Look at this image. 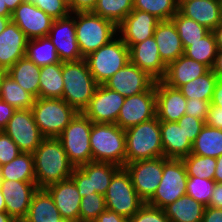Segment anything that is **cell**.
<instances>
[{"label": "cell", "mask_w": 222, "mask_h": 222, "mask_svg": "<svg viewBox=\"0 0 222 222\" xmlns=\"http://www.w3.org/2000/svg\"><path fill=\"white\" fill-rule=\"evenodd\" d=\"M35 181L38 189L70 178L74 166L62 146L55 137L44 138L33 152Z\"/></svg>", "instance_id": "6da1fadb"}, {"label": "cell", "mask_w": 222, "mask_h": 222, "mask_svg": "<svg viewBox=\"0 0 222 222\" xmlns=\"http://www.w3.org/2000/svg\"><path fill=\"white\" fill-rule=\"evenodd\" d=\"M62 78V99L77 112H83L99 85L88 69L85 59L62 62Z\"/></svg>", "instance_id": "7a4b0ae2"}, {"label": "cell", "mask_w": 222, "mask_h": 222, "mask_svg": "<svg viewBox=\"0 0 222 222\" xmlns=\"http://www.w3.org/2000/svg\"><path fill=\"white\" fill-rule=\"evenodd\" d=\"M89 141L93 162L125 166L126 134L117 124L92 123Z\"/></svg>", "instance_id": "3957f363"}, {"label": "cell", "mask_w": 222, "mask_h": 222, "mask_svg": "<svg viewBox=\"0 0 222 222\" xmlns=\"http://www.w3.org/2000/svg\"><path fill=\"white\" fill-rule=\"evenodd\" d=\"M125 164L164 156L157 117L125 129Z\"/></svg>", "instance_id": "277c9868"}, {"label": "cell", "mask_w": 222, "mask_h": 222, "mask_svg": "<svg viewBox=\"0 0 222 222\" xmlns=\"http://www.w3.org/2000/svg\"><path fill=\"white\" fill-rule=\"evenodd\" d=\"M75 33L83 58L118 36L112 21L92 12L75 13Z\"/></svg>", "instance_id": "5b68a950"}, {"label": "cell", "mask_w": 222, "mask_h": 222, "mask_svg": "<svg viewBox=\"0 0 222 222\" xmlns=\"http://www.w3.org/2000/svg\"><path fill=\"white\" fill-rule=\"evenodd\" d=\"M31 111L45 138H57L78 113L65 100L54 98H36Z\"/></svg>", "instance_id": "8992f818"}, {"label": "cell", "mask_w": 222, "mask_h": 222, "mask_svg": "<svg viewBox=\"0 0 222 222\" xmlns=\"http://www.w3.org/2000/svg\"><path fill=\"white\" fill-rule=\"evenodd\" d=\"M95 81L104 84L129 61V48L118 36L84 57Z\"/></svg>", "instance_id": "52a82bcc"}, {"label": "cell", "mask_w": 222, "mask_h": 222, "mask_svg": "<svg viewBox=\"0 0 222 222\" xmlns=\"http://www.w3.org/2000/svg\"><path fill=\"white\" fill-rule=\"evenodd\" d=\"M92 121L78 112L57 137L74 167L93 162L90 147Z\"/></svg>", "instance_id": "ba28073f"}, {"label": "cell", "mask_w": 222, "mask_h": 222, "mask_svg": "<svg viewBox=\"0 0 222 222\" xmlns=\"http://www.w3.org/2000/svg\"><path fill=\"white\" fill-rule=\"evenodd\" d=\"M104 197L107 209L127 219L145 204L135 191L131 176L125 167H121L114 174Z\"/></svg>", "instance_id": "9c48e42d"}, {"label": "cell", "mask_w": 222, "mask_h": 222, "mask_svg": "<svg viewBox=\"0 0 222 222\" xmlns=\"http://www.w3.org/2000/svg\"><path fill=\"white\" fill-rule=\"evenodd\" d=\"M188 175L182 159L163 156V173L159 186L147 204L164 209L186 195Z\"/></svg>", "instance_id": "30bf717a"}, {"label": "cell", "mask_w": 222, "mask_h": 222, "mask_svg": "<svg viewBox=\"0 0 222 222\" xmlns=\"http://www.w3.org/2000/svg\"><path fill=\"white\" fill-rule=\"evenodd\" d=\"M121 167L104 162H89L75 167L70 176L78 188L81 197L91 193L105 195L114 174Z\"/></svg>", "instance_id": "8fae6325"}, {"label": "cell", "mask_w": 222, "mask_h": 222, "mask_svg": "<svg viewBox=\"0 0 222 222\" xmlns=\"http://www.w3.org/2000/svg\"><path fill=\"white\" fill-rule=\"evenodd\" d=\"M3 131L24 153H33L45 138L34 121L31 109L16 110Z\"/></svg>", "instance_id": "7c38bea8"}, {"label": "cell", "mask_w": 222, "mask_h": 222, "mask_svg": "<svg viewBox=\"0 0 222 222\" xmlns=\"http://www.w3.org/2000/svg\"><path fill=\"white\" fill-rule=\"evenodd\" d=\"M140 198L147 203L156 192L163 173V156L138 160L124 166Z\"/></svg>", "instance_id": "4fadbf2b"}, {"label": "cell", "mask_w": 222, "mask_h": 222, "mask_svg": "<svg viewBox=\"0 0 222 222\" xmlns=\"http://www.w3.org/2000/svg\"><path fill=\"white\" fill-rule=\"evenodd\" d=\"M155 117L156 92L154 85L149 91L125 98L116 124L125 130Z\"/></svg>", "instance_id": "5bb4252c"}, {"label": "cell", "mask_w": 222, "mask_h": 222, "mask_svg": "<svg viewBox=\"0 0 222 222\" xmlns=\"http://www.w3.org/2000/svg\"><path fill=\"white\" fill-rule=\"evenodd\" d=\"M124 101V96L100 84L82 113L93 123L116 124Z\"/></svg>", "instance_id": "9a60e30c"}, {"label": "cell", "mask_w": 222, "mask_h": 222, "mask_svg": "<svg viewBox=\"0 0 222 222\" xmlns=\"http://www.w3.org/2000/svg\"><path fill=\"white\" fill-rule=\"evenodd\" d=\"M155 82L156 80L147 72L129 61L103 85L126 98L149 91L155 85Z\"/></svg>", "instance_id": "2e32d148"}, {"label": "cell", "mask_w": 222, "mask_h": 222, "mask_svg": "<svg viewBox=\"0 0 222 222\" xmlns=\"http://www.w3.org/2000/svg\"><path fill=\"white\" fill-rule=\"evenodd\" d=\"M47 36L55 46L61 62L83 59L76 39L75 13L54 20Z\"/></svg>", "instance_id": "e0dca14e"}, {"label": "cell", "mask_w": 222, "mask_h": 222, "mask_svg": "<svg viewBox=\"0 0 222 222\" xmlns=\"http://www.w3.org/2000/svg\"><path fill=\"white\" fill-rule=\"evenodd\" d=\"M6 213L16 222H22L28 213L33 194L38 190L36 182L0 180Z\"/></svg>", "instance_id": "ac0fdd59"}, {"label": "cell", "mask_w": 222, "mask_h": 222, "mask_svg": "<svg viewBox=\"0 0 222 222\" xmlns=\"http://www.w3.org/2000/svg\"><path fill=\"white\" fill-rule=\"evenodd\" d=\"M11 21L25 33L28 39H34L47 36L54 19L34 4L23 2L12 12Z\"/></svg>", "instance_id": "d6986e66"}, {"label": "cell", "mask_w": 222, "mask_h": 222, "mask_svg": "<svg viewBox=\"0 0 222 222\" xmlns=\"http://www.w3.org/2000/svg\"><path fill=\"white\" fill-rule=\"evenodd\" d=\"M158 22L152 14L133 9L117 26L118 36L130 48L152 37Z\"/></svg>", "instance_id": "ffe728a7"}, {"label": "cell", "mask_w": 222, "mask_h": 222, "mask_svg": "<svg viewBox=\"0 0 222 222\" xmlns=\"http://www.w3.org/2000/svg\"><path fill=\"white\" fill-rule=\"evenodd\" d=\"M64 220L80 222L81 195L73 179L67 178L45 188Z\"/></svg>", "instance_id": "44dd1931"}, {"label": "cell", "mask_w": 222, "mask_h": 222, "mask_svg": "<svg viewBox=\"0 0 222 222\" xmlns=\"http://www.w3.org/2000/svg\"><path fill=\"white\" fill-rule=\"evenodd\" d=\"M155 92L157 119L177 122L185 114L187 99L179 89L172 88L161 80L155 82Z\"/></svg>", "instance_id": "7402d4cb"}, {"label": "cell", "mask_w": 222, "mask_h": 222, "mask_svg": "<svg viewBox=\"0 0 222 222\" xmlns=\"http://www.w3.org/2000/svg\"><path fill=\"white\" fill-rule=\"evenodd\" d=\"M130 62L147 72L156 81L161 80L166 72V65L160 58L154 36L129 48Z\"/></svg>", "instance_id": "603a6c76"}, {"label": "cell", "mask_w": 222, "mask_h": 222, "mask_svg": "<svg viewBox=\"0 0 222 222\" xmlns=\"http://www.w3.org/2000/svg\"><path fill=\"white\" fill-rule=\"evenodd\" d=\"M28 38L12 21L0 33V68L7 71L25 56Z\"/></svg>", "instance_id": "cb8c5ba5"}, {"label": "cell", "mask_w": 222, "mask_h": 222, "mask_svg": "<svg viewBox=\"0 0 222 222\" xmlns=\"http://www.w3.org/2000/svg\"><path fill=\"white\" fill-rule=\"evenodd\" d=\"M208 70L209 68L206 65L183 54L166 66V72L161 81L172 88L178 89L191 80L204 75Z\"/></svg>", "instance_id": "d4e9b609"}, {"label": "cell", "mask_w": 222, "mask_h": 222, "mask_svg": "<svg viewBox=\"0 0 222 222\" xmlns=\"http://www.w3.org/2000/svg\"><path fill=\"white\" fill-rule=\"evenodd\" d=\"M153 36L160 58L166 66L184 54L180 36L172 20L159 21Z\"/></svg>", "instance_id": "484cf974"}, {"label": "cell", "mask_w": 222, "mask_h": 222, "mask_svg": "<svg viewBox=\"0 0 222 222\" xmlns=\"http://www.w3.org/2000/svg\"><path fill=\"white\" fill-rule=\"evenodd\" d=\"M160 132L165 158L181 159L191 153L193 143L178 122L160 121Z\"/></svg>", "instance_id": "4316f807"}, {"label": "cell", "mask_w": 222, "mask_h": 222, "mask_svg": "<svg viewBox=\"0 0 222 222\" xmlns=\"http://www.w3.org/2000/svg\"><path fill=\"white\" fill-rule=\"evenodd\" d=\"M178 12L210 31L222 21L220 0H192L182 4Z\"/></svg>", "instance_id": "83f0119b"}, {"label": "cell", "mask_w": 222, "mask_h": 222, "mask_svg": "<svg viewBox=\"0 0 222 222\" xmlns=\"http://www.w3.org/2000/svg\"><path fill=\"white\" fill-rule=\"evenodd\" d=\"M59 214L50 194L45 189H38L32 197L26 217L22 222H60Z\"/></svg>", "instance_id": "f1b7e54d"}, {"label": "cell", "mask_w": 222, "mask_h": 222, "mask_svg": "<svg viewBox=\"0 0 222 222\" xmlns=\"http://www.w3.org/2000/svg\"><path fill=\"white\" fill-rule=\"evenodd\" d=\"M25 91L39 98L40 67L26 56L19 59L6 71Z\"/></svg>", "instance_id": "f546056e"}, {"label": "cell", "mask_w": 222, "mask_h": 222, "mask_svg": "<svg viewBox=\"0 0 222 222\" xmlns=\"http://www.w3.org/2000/svg\"><path fill=\"white\" fill-rule=\"evenodd\" d=\"M205 207L189 195H183L164 208L170 222H202Z\"/></svg>", "instance_id": "4dcf8cb0"}, {"label": "cell", "mask_w": 222, "mask_h": 222, "mask_svg": "<svg viewBox=\"0 0 222 222\" xmlns=\"http://www.w3.org/2000/svg\"><path fill=\"white\" fill-rule=\"evenodd\" d=\"M0 180L36 182L33 153L21 152L10 163L0 166Z\"/></svg>", "instance_id": "1f68e13d"}, {"label": "cell", "mask_w": 222, "mask_h": 222, "mask_svg": "<svg viewBox=\"0 0 222 222\" xmlns=\"http://www.w3.org/2000/svg\"><path fill=\"white\" fill-rule=\"evenodd\" d=\"M39 98L62 99V62L40 67Z\"/></svg>", "instance_id": "d6a6232c"}, {"label": "cell", "mask_w": 222, "mask_h": 222, "mask_svg": "<svg viewBox=\"0 0 222 222\" xmlns=\"http://www.w3.org/2000/svg\"><path fill=\"white\" fill-rule=\"evenodd\" d=\"M191 154L220 157L222 155V130L204 125L193 142Z\"/></svg>", "instance_id": "836d02e7"}, {"label": "cell", "mask_w": 222, "mask_h": 222, "mask_svg": "<svg viewBox=\"0 0 222 222\" xmlns=\"http://www.w3.org/2000/svg\"><path fill=\"white\" fill-rule=\"evenodd\" d=\"M25 56L39 67L61 62L48 36L29 39Z\"/></svg>", "instance_id": "e575fe53"}, {"label": "cell", "mask_w": 222, "mask_h": 222, "mask_svg": "<svg viewBox=\"0 0 222 222\" xmlns=\"http://www.w3.org/2000/svg\"><path fill=\"white\" fill-rule=\"evenodd\" d=\"M218 77L209 69L204 75L180 86L178 89L186 99H200L211 102Z\"/></svg>", "instance_id": "d590c367"}, {"label": "cell", "mask_w": 222, "mask_h": 222, "mask_svg": "<svg viewBox=\"0 0 222 222\" xmlns=\"http://www.w3.org/2000/svg\"><path fill=\"white\" fill-rule=\"evenodd\" d=\"M0 99L18 110L31 109L36 98L6 74L2 80Z\"/></svg>", "instance_id": "8d00e7d4"}, {"label": "cell", "mask_w": 222, "mask_h": 222, "mask_svg": "<svg viewBox=\"0 0 222 222\" xmlns=\"http://www.w3.org/2000/svg\"><path fill=\"white\" fill-rule=\"evenodd\" d=\"M217 51L214 34L210 31L199 41L191 43V45L184 50V55L212 69Z\"/></svg>", "instance_id": "74e56055"}, {"label": "cell", "mask_w": 222, "mask_h": 222, "mask_svg": "<svg viewBox=\"0 0 222 222\" xmlns=\"http://www.w3.org/2000/svg\"><path fill=\"white\" fill-rule=\"evenodd\" d=\"M133 10V0H97L92 13L118 26Z\"/></svg>", "instance_id": "f35d334b"}, {"label": "cell", "mask_w": 222, "mask_h": 222, "mask_svg": "<svg viewBox=\"0 0 222 222\" xmlns=\"http://www.w3.org/2000/svg\"><path fill=\"white\" fill-rule=\"evenodd\" d=\"M171 20L176 26L184 50L190 46L191 43L199 41L210 32L206 27L191 18L181 15L179 12H177Z\"/></svg>", "instance_id": "ab89813d"}, {"label": "cell", "mask_w": 222, "mask_h": 222, "mask_svg": "<svg viewBox=\"0 0 222 222\" xmlns=\"http://www.w3.org/2000/svg\"><path fill=\"white\" fill-rule=\"evenodd\" d=\"M133 9L148 12L159 21L171 20L178 12L176 0H133Z\"/></svg>", "instance_id": "60d3db41"}, {"label": "cell", "mask_w": 222, "mask_h": 222, "mask_svg": "<svg viewBox=\"0 0 222 222\" xmlns=\"http://www.w3.org/2000/svg\"><path fill=\"white\" fill-rule=\"evenodd\" d=\"M188 176L214 180L216 158L189 154L181 158Z\"/></svg>", "instance_id": "b9f144b4"}, {"label": "cell", "mask_w": 222, "mask_h": 222, "mask_svg": "<svg viewBox=\"0 0 222 222\" xmlns=\"http://www.w3.org/2000/svg\"><path fill=\"white\" fill-rule=\"evenodd\" d=\"M105 197L99 193H91L81 198L80 222H93L105 211Z\"/></svg>", "instance_id": "7bdbcfd3"}, {"label": "cell", "mask_w": 222, "mask_h": 222, "mask_svg": "<svg viewBox=\"0 0 222 222\" xmlns=\"http://www.w3.org/2000/svg\"><path fill=\"white\" fill-rule=\"evenodd\" d=\"M215 183L214 180L188 176L186 195H189L204 206H209Z\"/></svg>", "instance_id": "ee69618b"}, {"label": "cell", "mask_w": 222, "mask_h": 222, "mask_svg": "<svg viewBox=\"0 0 222 222\" xmlns=\"http://www.w3.org/2000/svg\"><path fill=\"white\" fill-rule=\"evenodd\" d=\"M25 2L34 4L54 20L71 14L68 4L63 0H25Z\"/></svg>", "instance_id": "f6af8a7d"}, {"label": "cell", "mask_w": 222, "mask_h": 222, "mask_svg": "<svg viewBox=\"0 0 222 222\" xmlns=\"http://www.w3.org/2000/svg\"><path fill=\"white\" fill-rule=\"evenodd\" d=\"M128 220L129 222H170L164 209L151 206L147 203Z\"/></svg>", "instance_id": "bcb514c9"}, {"label": "cell", "mask_w": 222, "mask_h": 222, "mask_svg": "<svg viewBox=\"0 0 222 222\" xmlns=\"http://www.w3.org/2000/svg\"><path fill=\"white\" fill-rule=\"evenodd\" d=\"M20 153L17 144L4 131H0V166L10 163Z\"/></svg>", "instance_id": "7dc6e473"}, {"label": "cell", "mask_w": 222, "mask_h": 222, "mask_svg": "<svg viewBox=\"0 0 222 222\" xmlns=\"http://www.w3.org/2000/svg\"><path fill=\"white\" fill-rule=\"evenodd\" d=\"M177 122L181 128H183L186 136L192 143L205 125V121L186 114H184Z\"/></svg>", "instance_id": "c3c4849f"}, {"label": "cell", "mask_w": 222, "mask_h": 222, "mask_svg": "<svg viewBox=\"0 0 222 222\" xmlns=\"http://www.w3.org/2000/svg\"><path fill=\"white\" fill-rule=\"evenodd\" d=\"M210 102L200 99H187L185 114L206 121Z\"/></svg>", "instance_id": "681fc988"}, {"label": "cell", "mask_w": 222, "mask_h": 222, "mask_svg": "<svg viewBox=\"0 0 222 222\" xmlns=\"http://www.w3.org/2000/svg\"><path fill=\"white\" fill-rule=\"evenodd\" d=\"M205 125L222 130V108L210 104Z\"/></svg>", "instance_id": "f907efd6"}, {"label": "cell", "mask_w": 222, "mask_h": 222, "mask_svg": "<svg viewBox=\"0 0 222 222\" xmlns=\"http://www.w3.org/2000/svg\"><path fill=\"white\" fill-rule=\"evenodd\" d=\"M96 3L97 0H71L69 10L71 13L92 12Z\"/></svg>", "instance_id": "816d5d0a"}, {"label": "cell", "mask_w": 222, "mask_h": 222, "mask_svg": "<svg viewBox=\"0 0 222 222\" xmlns=\"http://www.w3.org/2000/svg\"><path fill=\"white\" fill-rule=\"evenodd\" d=\"M15 111L14 107L0 99V131H3Z\"/></svg>", "instance_id": "f5cc1de1"}, {"label": "cell", "mask_w": 222, "mask_h": 222, "mask_svg": "<svg viewBox=\"0 0 222 222\" xmlns=\"http://www.w3.org/2000/svg\"><path fill=\"white\" fill-rule=\"evenodd\" d=\"M93 222H129V220L114 211L106 209Z\"/></svg>", "instance_id": "db71d44e"}, {"label": "cell", "mask_w": 222, "mask_h": 222, "mask_svg": "<svg viewBox=\"0 0 222 222\" xmlns=\"http://www.w3.org/2000/svg\"><path fill=\"white\" fill-rule=\"evenodd\" d=\"M202 222H222V208L206 206Z\"/></svg>", "instance_id": "11a10c76"}, {"label": "cell", "mask_w": 222, "mask_h": 222, "mask_svg": "<svg viewBox=\"0 0 222 222\" xmlns=\"http://www.w3.org/2000/svg\"><path fill=\"white\" fill-rule=\"evenodd\" d=\"M209 206L213 208H222V183H215L212 196L209 200Z\"/></svg>", "instance_id": "9f6ffc18"}, {"label": "cell", "mask_w": 222, "mask_h": 222, "mask_svg": "<svg viewBox=\"0 0 222 222\" xmlns=\"http://www.w3.org/2000/svg\"><path fill=\"white\" fill-rule=\"evenodd\" d=\"M210 103L222 108V79H218L216 82Z\"/></svg>", "instance_id": "6f0895ef"}, {"label": "cell", "mask_w": 222, "mask_h": 222, "mask_svg": "<svg viewBox=\"0 0 222 222\" xmlns=\"http://www.w3.org/2000/svg\"><path fill=\"white\" fill-rule=\"evenodd\" d=\"M211 70L218 79H222V50L217 51L215 62Z\"/></svg>", "instance_id": "680465c9"}, {"label": "cell", "mask_w": 222, "mask_h": 222, "mask_svg": "<svg viewBox=\"0 0 222 222\" xmlns=\"http://www.w3.org/2000/svg\"><path fill=\"white\" fill-rule=\"evenodd\" d=\"M212 32L215 37L217 49L222 50V21L212 30Z\"/></svg>", "instance_id": "91938a15"}, {"label": "cell", "mask_w": 222, "mask_h": 222, "mask_svg": "<svg viewBox=\"0 0 222 222\" xmlns=\"http://www.w3.org/2000/svg\"><path fill=\"white\" fill-rule=\"evenodd\" d=\"M214 181L222 183V155L216 158Z\"/></svg>", "instance_id": "94428289"}, {"label": "cell", "mask_w": 222, "mask_h": 222, "mask_svg": "<svg viewBox=\"0 0 222 222\" xmlns=\"http://www.w3.org/2000/svg\"><path fill=\"white\" fill-rule=\"evenodd\" d=\"M25 0H4L8 10L12 13Z\"/></svg>", "instance_id": "6125c7cd"}, {"label": "cell", "mask_w": 222, "mask_h": 222, "mask_svg": "<svg viewBox=\"0 0 222 222\" xmlns=\"http://www.w3.org/2000/svg\"><path fill=\"white\" fill-rule=\"evenodd\" d=\"M12 13L8 10L4 0H0V16L11 17Z\"/></svg>", "instance_id": "be15d7a7"}, {"label": "cell", "mask_w": 222, "mask_h": 222, "mask_svg": "<svg viewBox=\"0 0 222 222\" xmlns=\"http://www.w3.org/2000/svg\"><path fill=\"white\" fill-rule=\"evenodd\" d=\"M11 21V17L0 16V33L4 31L8 23Z\"/></svg>", "instance_id": "e7e4bbea"}, {"label": "cell", "mask_w": 222, "mask_h": 222, "mask_svg": "<svg viewBox=\"0 0 222 222\" xmlns=\"http://www.w3.org/2000/svg\"><path fill=\"white\" fill-rule=\"evenodd\" d=\"M0 222H16V221L6 212H0Z\"/></svg>", "instance_id": "03108f58"}, {"label": "cell", "mask_w": 222, "mask_h": 222, "mask_svg": "<svg viewBox=\"0 0 222 222\" xmlns=\"http://www.w3.org/2000/svg\"><path fill=\"white\" fill-rule=\"evenodd\" d=\"M0 212H6L5 200L1 192V189H0Z\"/></svg>", "instance_id": "003e7915"}, {"label": "cell", "mask_w": 222, "mask_h": 222, "mask_svg": "<svg viewBox=\"0 0 222 222\" xmlns=\"http://www.w3.org/2000/svg\"><path fill=\"white\" fill-rule=\"evenodd\" d=\"M6 71L0 68V95H1V85H2V80L3 77L6 75Z\"/></svg>", "instance_id": "a7ac6f4b"}, {"label": "cell", "mask_w": 222, "mask_h": 222, "mask_svg": "<svg viewBox=\"0 0 222 222\" xmlns=\"http://www.w3.org/2000/svg\"><path fill=\"white\" fill-rule=\"evenodd\" d=\"M192 0H176L177 7L179 8L182 4Z\"/></svg>", "instance_id": "89a4df30"}, {"label": "cell", "mask_w": 222, "mask_h": 222, "mask_svg": "<svg viewBox=\"0 0 222 222\" xmlns=\"http://www.w3.org/2000/svg\"><path fill=\"white\" fill-rule=\"evenodd\" d=\"M65 3H67L68 4V6H70L71 5V0H63Z\"/></svg>", "instance_id": "2644e50d"}, {"label": "cell", "mask_w": 222, "mask_h": 222, "mask_svg": "<svg viewBox=\"0 0 222 222\" xmlns=\"http://www.w3.org/2000/svg\"><path fill=\"white\" fill-rule=\"evenodd\" d=\"M220 4H221V16H222V0H220Z\"/></svg>", "instance_id": "8c879c8a"}, {"label": "cell", "mask_w": 222, "mask_h": 222, "mask_svg": "<svg viewBox=\"0 0 222 222\" xmlns=\"http://www.w3.org/2000/svg\"><path fill=\"white\" fill-rule=\"evenodd\" d=\"M60 222H71V221L62 219Z\"/></svg>", "instance_id": "753ad0ef"}]
</instances>
